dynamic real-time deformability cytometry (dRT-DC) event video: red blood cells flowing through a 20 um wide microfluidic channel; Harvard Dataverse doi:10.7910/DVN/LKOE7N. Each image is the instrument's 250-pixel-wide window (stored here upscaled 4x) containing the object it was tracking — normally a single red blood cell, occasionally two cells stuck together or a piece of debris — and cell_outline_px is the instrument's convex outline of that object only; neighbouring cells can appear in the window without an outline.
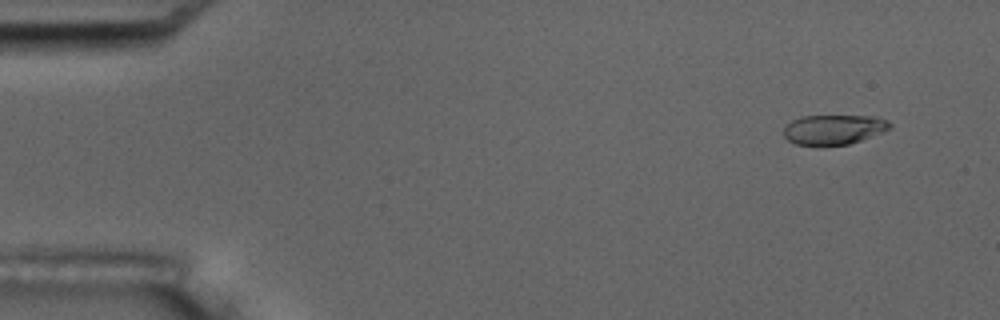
{"species": "common noctule bat (a hibernating species)", "species_latin": "Nyctalus noctula", "temperature_condition": "room temperature", "stored_images_in_passage": 2, "camera_frame_rate_fps": 3000, "um_per_image_px": 0.085, "animal": {"sex": "male", "body_mass_g": 17.5, "forearm_length_mm": 52.3}, "frame": {"image": 1, "passage_image": 2, "time_ms": 2.333, "image_size_px": [1000, 320], "cell_outline_px": [[892, 128], [860, 140], [848, 144], [796, 144], [788, 140], [784, 136], [784, 128], [792, 120], [800, 116], [876, 116], [888, 120], [892, 124]], "centroid_in_image_um": [70.89, 10.98], "position_along_channel_um": 14.1, "area_um2": 18.15}}